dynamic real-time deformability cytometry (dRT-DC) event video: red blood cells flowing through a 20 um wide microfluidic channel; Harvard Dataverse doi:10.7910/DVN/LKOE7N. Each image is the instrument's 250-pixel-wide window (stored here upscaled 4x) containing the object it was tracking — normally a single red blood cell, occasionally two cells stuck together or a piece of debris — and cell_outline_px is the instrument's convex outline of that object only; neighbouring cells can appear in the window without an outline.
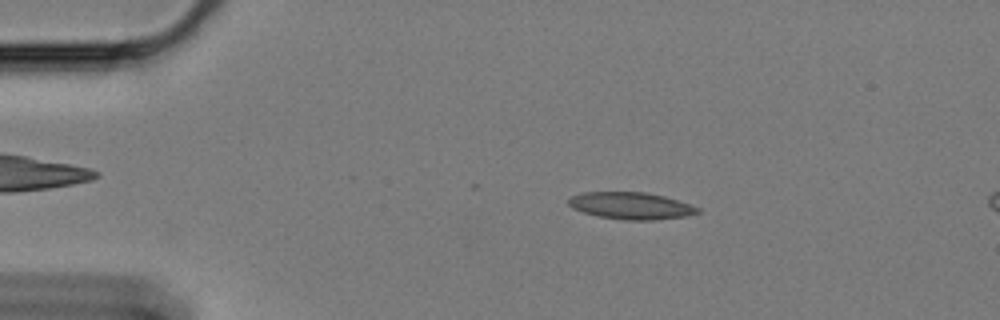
{"species": "Egyptian fruit bat (a non-hibernating species)", "species_latin": "Rousettus aegyptiacus", "temperature_condition": "cold", "stored_images_in_passage": 9, "camera_frame_rate_fps": 3000, "um_per_image_px": 0.085, "animal": {"sex": "female"}, "frame": {"image": 1, "passage_image": 2, "time_ms": 0.333, "image_size_px": [1000, 320], "cell_outline_px": [[700, 212], [688, 216], [652, 220], [624, 220], [600, 216], [584, 212], [572, 208], [568, 204], [568, 200], [572, 196], [584, 192], [644, 192], [664, 196], [700, 208]], "centroid_in_image_um": [53.64, 17.49], "position_along_channel_um": 31.4, "area_um2": 20.11}}